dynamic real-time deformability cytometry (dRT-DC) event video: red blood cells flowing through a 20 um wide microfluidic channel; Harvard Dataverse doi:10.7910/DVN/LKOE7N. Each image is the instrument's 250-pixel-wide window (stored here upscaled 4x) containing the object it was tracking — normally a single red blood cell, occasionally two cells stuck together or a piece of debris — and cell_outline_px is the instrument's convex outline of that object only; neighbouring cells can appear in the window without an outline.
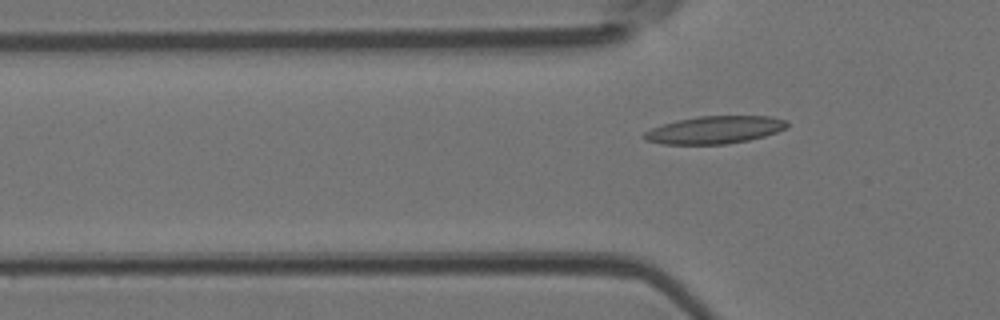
{"species": "Egyptian fruit bat (a non-hibernating species)", "species_latin": "Rousettus aegyptiacus", "temperature_condition": "room temperature", "stored_images_in_passage": 6, "camera_frame_rate_fps": 3000, "um_per_image_px": 0.085, "animal": {"sex": "female"}, "frame": {"image": 1, "passage_image": 6, "time_ms": 1.667, "image_size_px": [1000, 320], "cell_outline_px": [[788, 128], [764, 136], [748, 140], [728, 144], [664, 144], [644, 140], [640, 136], [644, 132], [652, 128], [676, 120], [700, 116], [772, 116], [788, 120]], "centroid_in_image_um": [60.76, 11.04], "position_along_channel_um": 65.0, "area_um2": 23.12}}